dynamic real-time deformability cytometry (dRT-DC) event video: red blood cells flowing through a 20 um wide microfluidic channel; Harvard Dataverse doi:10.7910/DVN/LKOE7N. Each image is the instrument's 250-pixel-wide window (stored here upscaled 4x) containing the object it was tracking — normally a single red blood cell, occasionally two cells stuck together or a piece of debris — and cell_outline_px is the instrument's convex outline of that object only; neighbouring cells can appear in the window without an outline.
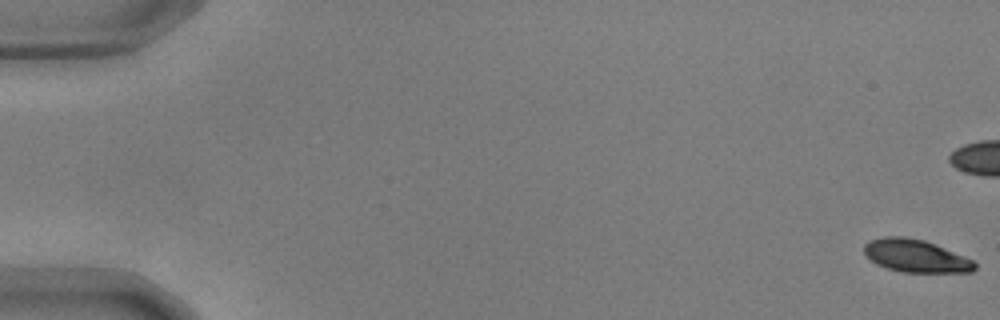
{"species": "common noctule bat (a hibernating species)", "species_latin": "Nyctalus noctula", "temperature_condition": "warm", "stored_images_in_passage": 20, "camera_frame_rate_fps": 3000, "um_per_image_px": 0.085, "animal": {"sex": "male", "body_mass_g": 17.9, "forearm_length_mm": 54.2}, "frame": {"image": 1, "passage_image": 1, "time_ms": 0.0, "image_size_px": [1000, 320], "cell_outline_px": [[976, 268], [972, 272], [904, 272], [888, 268], [876, 264], [864, 256], [864, 244], [868, 240], [884, 236], [904, 236], [924, 240], [964, 256], [972, 260], [976, 264]], "centroid_in_image_um": [77.78, 21.74], "position_along_channel_um": 7.2, "area_um2": 21.1}}